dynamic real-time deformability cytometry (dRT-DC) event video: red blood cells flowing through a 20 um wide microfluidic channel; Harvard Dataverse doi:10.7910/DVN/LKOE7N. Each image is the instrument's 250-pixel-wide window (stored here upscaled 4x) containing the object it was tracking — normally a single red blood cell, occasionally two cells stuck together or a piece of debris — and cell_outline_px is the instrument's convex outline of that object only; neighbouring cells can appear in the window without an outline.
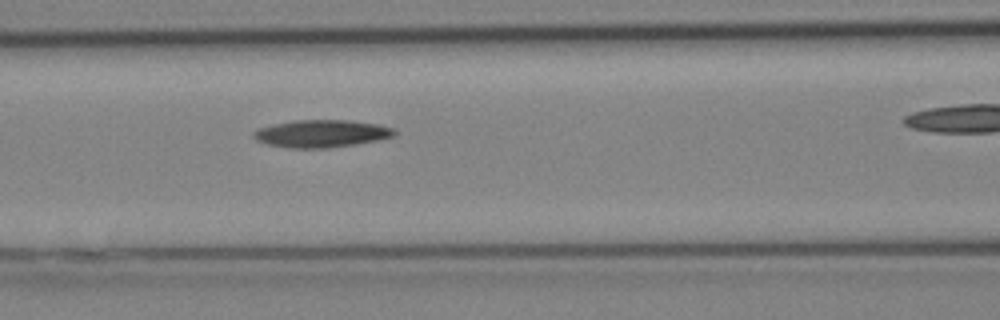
{"species": "Egyptian fruit bat (a non-hibernating species)", "species_latin": "Rousettus aegyptiacus", "temperature_condition": "cold", "stored_images_in_passage": 7, "segment_of_instrument_passage": [1, 2], "camera_frame_rate_fps": 3000, "um_per_image_px": 0.085, "animal": {"sex": "female"}, "frame": {"image": 1, "passage_image": 6, "time_ms": 1.667, "image_size_px": [1000, 320], "cell_outline_px": [[396, 132], [392, 136], [380, 140], [356, 144], [328, 148], [288, 148], [268, 144], [256, 140], [252, 136], [252, 132], [260, 128], [276, 124], [296, 120], [348, 120], [380, 124], [396, 128]], "centroid_in_image_um": [27.36, 11.36], "position_along_channel_um": 139.2, "area_um2": 22.6}}